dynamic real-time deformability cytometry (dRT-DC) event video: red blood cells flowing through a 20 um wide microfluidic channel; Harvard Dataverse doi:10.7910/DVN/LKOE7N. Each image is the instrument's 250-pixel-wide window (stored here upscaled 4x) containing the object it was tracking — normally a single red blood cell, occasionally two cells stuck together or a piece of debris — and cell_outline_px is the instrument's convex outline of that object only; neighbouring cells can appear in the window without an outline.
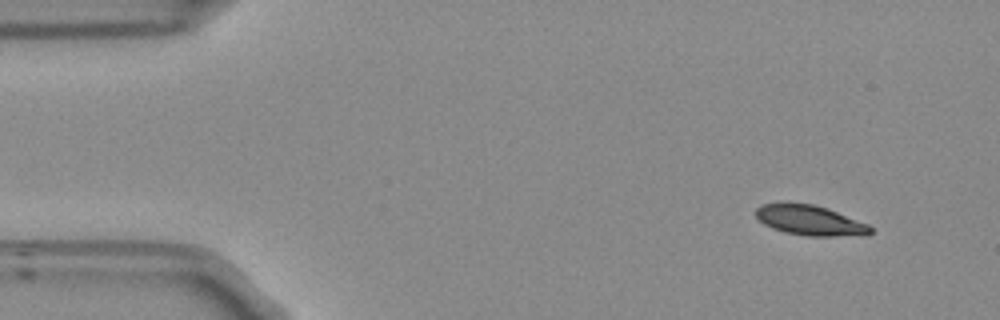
{"species": "Egyptian fruit bat (a non-hibernating species)", "species_latin": "Rousettus aegyptiacus", "temperature_condition": "room temperature", "stored_images_in_passage": 50, "camera_frame_rate_fps": 3000, "um_per_image_px": 0.085, "frame": {"image": 1, "passage_image": 1, "time_ms": 0.0, "image_size_px": [1000, 320], "cell_outline_px": [[872, 232], [868, 236], [808, 236], [784, 232], [772, 228], [756, 220], [756, 208], [760, 204], [780, 200], [788, 200], [812, 204], [828, 208], [868, 224], [872, 228]], "centroid_in_image_um": [68.79, 18.69], "position_along_channel_um": 16.2, "area_um2": 20.98}}
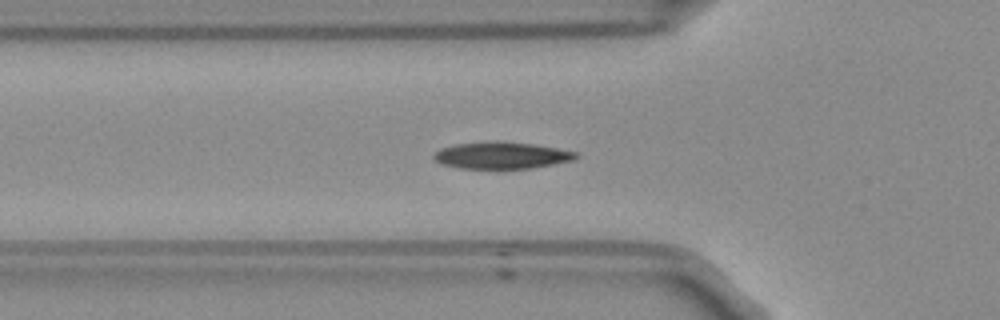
{"frame": {"image": 2, "passage_image": 14, "time_ms": 4.333, "image_size_px": [1000, 320], "cell_outline_px": [[580, 156], [572, 160], [532, 168], [460, 168], [444, 164], [436, 160], [432, 156], [440, 148], [456, 144], [496, 140], [532, 144], [556, 148], [576, 152]], "centroid_in_image_um": [42.63, 13.19], "position_along_channel_um": 83.2, "area_um2": 21.96}}
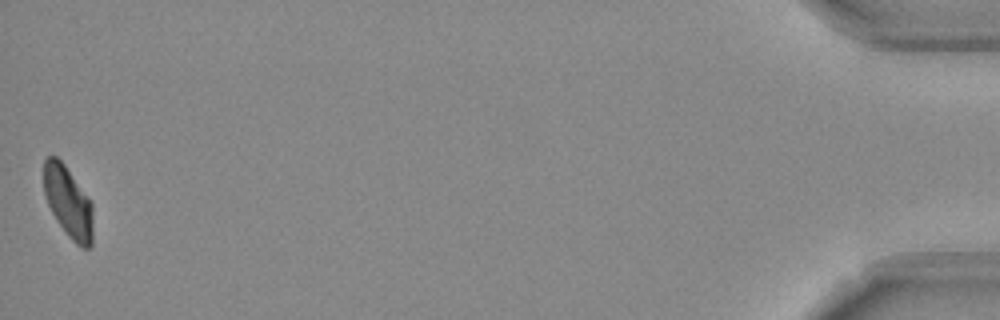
{"frame": {"image": 3, "passage_image": 50, "time_ms": 16.333, "image_size_px": [1000, 320], "cell_outline_px": [[92, 244], [88, 248], [80, 248], [68, 236], [52, 212], [48, 204], [44, 192], [44, 160], [48, 156], [56, 156], [64, 164], [92, 204]], "centroid_in_image_um": [5.79, 17.19], "position_along_channel_um": 429.4, "area_um2": 20.0}, "authors_computed_cell_mechanics": {"area_um2": 21.675, "velocity_mm_per_s": 3.7283, "shape_relaxation_time_tau1_ms": 3.375, "shape_relaxation_time_tau2_ms": null, "deformation_change_tau1": 0.133, "deformation_change_tau2": null}}